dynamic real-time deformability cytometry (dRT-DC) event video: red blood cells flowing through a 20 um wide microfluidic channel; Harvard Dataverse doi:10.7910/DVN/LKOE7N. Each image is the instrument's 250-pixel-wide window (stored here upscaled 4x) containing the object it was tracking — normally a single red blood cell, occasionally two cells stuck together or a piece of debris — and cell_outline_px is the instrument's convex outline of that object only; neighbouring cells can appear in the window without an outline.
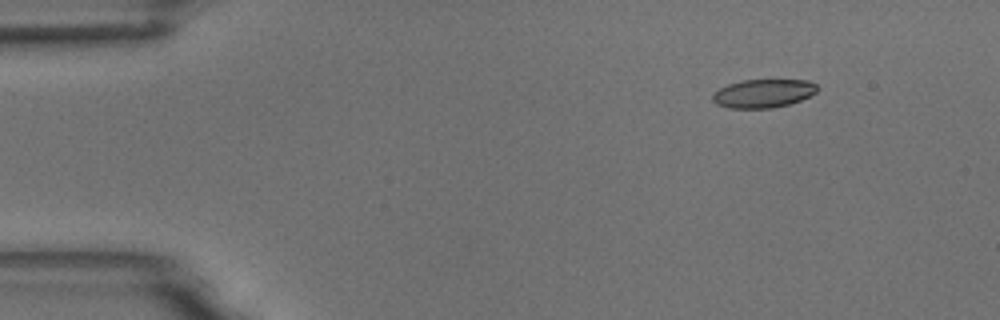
{"species": "common noctule bat (a hibernating species)", "species_latin": "Nyctalus noctula", "temperature_condition": "room temperature", "stored_images_in_passage": 8, "camera_frame_rate_fps": 3000, "um_per_image_px": 0.085, "animal": {"sex": "male", "body_mass_g": 18.8}, "frame": {"image": 1, "passage_image": 2, "time_ms": 1.333, "image_size_px": [1000, 320], "cell_outline_px": [[820, 88], [816, 92], [800, 100], [788, 104], [772, 108], [728, 108], [716, 104], [712, 100], [712, 96], [720, 88], [728, 84], [740, 80], [808, 80], [816, 84]], "centroid_in_image_um": [64.88, 7.93], "position_along_channel_um": 20.1, "area_um2": 17.34}}
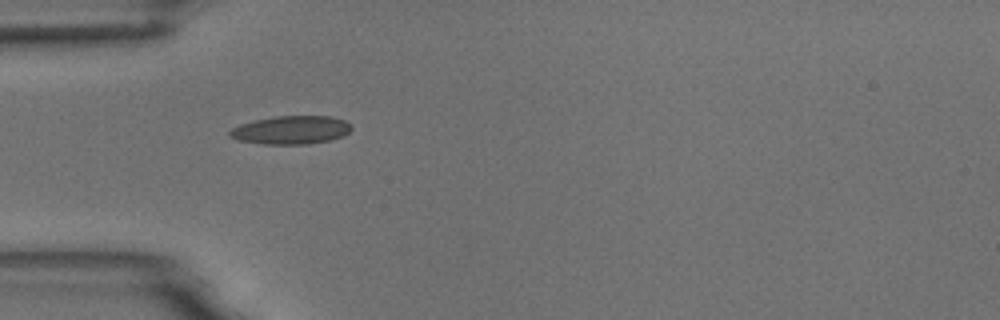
{"frame": {"image": 2, "passage_image": 5, "time_ms": 4.667, "image_size_px": [1000, 320], "cell_outline_px": [[352, 128], [344, 136], [328, 140], [308, 144], [264, 144], [240, 140], [228, 136], [228, 132], [232, 128], [240, 124], [256, 120], [276, 116], [332, 116], [344, 120], [352, 124]], "centroid_in_image_um": [24.76, 11.04], "position_along_channel_um": 60.2, "area_um2": 20.06}}